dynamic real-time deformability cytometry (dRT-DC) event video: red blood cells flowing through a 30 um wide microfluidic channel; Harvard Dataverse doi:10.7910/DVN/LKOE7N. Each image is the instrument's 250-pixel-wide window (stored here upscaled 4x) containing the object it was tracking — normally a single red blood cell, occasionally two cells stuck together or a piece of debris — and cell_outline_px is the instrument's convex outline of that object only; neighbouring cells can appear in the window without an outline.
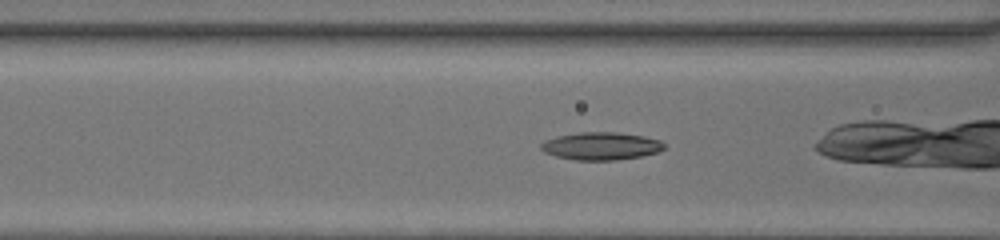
{"species": "common noctule bat (a hibernating species)", "species_latin": "Nyctalus noctula", "temperature_condition": "room temperature", "stored_images_in_passage": 38, "camera_frame_rate_fps": 3000, "um_per_image_px": 0.085, "animal": {"sex": "female", "body_mass_g": 20.0, "forearm_length_mm": 54.0}, "frame": {"image": 1, "passage_image": 9, "time_ms": 2.667, "image_size_px": [1000, 240], "cell_outline_px": [[664, 148], [656, 152], [640, 156], [616, 160], [576, 160], [556, 156], [544, 152], [540, 148], [540, 144], [544, 140], [556, 136], [576, 132], [616, 132], [644, 136], [660, 140], [664, 144]], "centroid_in_image_um": [51.04, 12.4], "position_along_channel_um": 115.6, "area_um2": 19.88}}
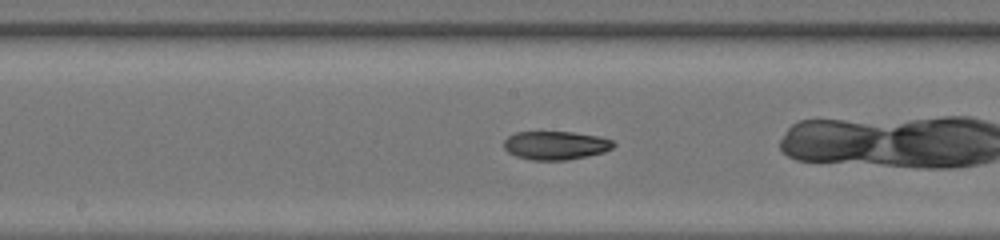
{"frame": {"image": 2, "passage_image": 15, "time_ms": 4.667, "image_size_px": [1000, 240], "cell_outline_px": [[616, 144], [612, 148], [604, 152], [588, 156], [568, 160], [532, 160], [516, 156], [508, 152], [504, 148], [504, 140], [508, 136], [516, 132], [572, 132], [600, 136], [612, 140]], "centroid_in_image_um": [47.24, 12.36], "position_along_channel_um": 201.0, "area_um2": 18.32}}
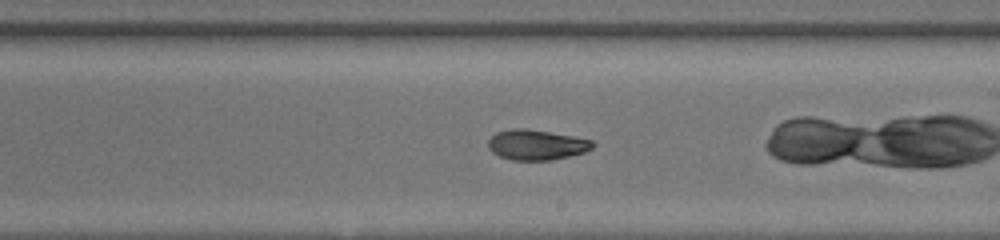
{"frame": {"image": 3, "passage_image": 18, "time_ms": 5.667, "image_size_px": [1000, 240], "cell_outline_px": [[596, 144], [592, 148], [584, 152], [552, 160], [512, 160], [500, 156], [492, 152], [488, 148], [488, 140], [496, 132], [512, 128], [524, 128], [572, 136], [592, 140]], "centroid_in_image_um": [45.58, 12.31], "position_along_channel_um": 243.4, "area_um2": 18.32}, "authors_computed_cell_mechanics": {"area_um2": 19.3341, "velocity_mm_per_s": 4.2569, "shape_relaxation_time_tau1_ms": null, "shape_relaxation_time_tau2_ms": 3.1248, "deformation_change_tau1": null, "deformation_change_tau2": 0.0946}}